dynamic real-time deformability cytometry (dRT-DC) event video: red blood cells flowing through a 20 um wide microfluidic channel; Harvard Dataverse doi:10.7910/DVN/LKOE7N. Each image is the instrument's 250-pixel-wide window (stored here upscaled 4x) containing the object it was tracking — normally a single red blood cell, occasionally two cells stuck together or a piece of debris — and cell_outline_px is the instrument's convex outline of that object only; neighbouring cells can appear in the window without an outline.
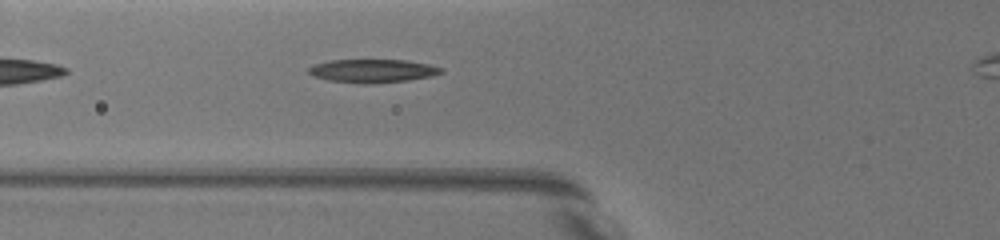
{"species": "common noctule bat (a hibernating species)", "species_latin": "Nyctalus noctula", "temperature_condition": "warm", "stored_images_in_passage": 5, "segment_of_instrument_passage": [2, 2], "camera_frame_rate_fps": 3000, "um_per_image_px": 0.085, "animal": {"sex": "female", "body_mass_g": 19.5, "forearm_length_mm": 54.1}, "frame": {"image": 1, "passage_image": 4, "time_ms": 3.0, "image_size_px": [1000, 240], "cell_outline_px": [[444, 72], [432, 76], [408, 80], [328, 80], [316, 76], [308, 72], [308, 68], [316, 64], [332, 60], [404, 60], [428, 64], [444, 68]], "centroid_in_image_um": [31.76, 5.96], "position_along_channel_um": 94.0, "area_um2": 16.65}}
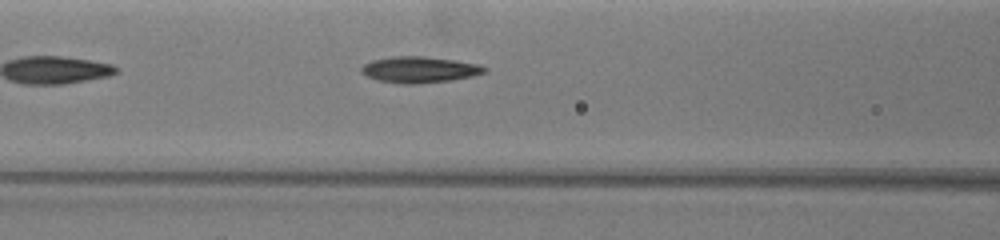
{"frame": {"image": 2, "passage_image": 5, "time_ms": 4.0, "image_size_px": [1000, 240], "cell_outline_px": [[484, 72], [452, 80], [412, 84], [404, 84], [380, 80], [368, 76], [360, 68], [364, 64], [372, 60], [392, 56], [424, 56], [456, 60], [476, 64], [484, 68]], "centroid_in_image_um": [35.61, 5.9], "position_along_channel_um": 131.0, "area_um2": 18.26}}